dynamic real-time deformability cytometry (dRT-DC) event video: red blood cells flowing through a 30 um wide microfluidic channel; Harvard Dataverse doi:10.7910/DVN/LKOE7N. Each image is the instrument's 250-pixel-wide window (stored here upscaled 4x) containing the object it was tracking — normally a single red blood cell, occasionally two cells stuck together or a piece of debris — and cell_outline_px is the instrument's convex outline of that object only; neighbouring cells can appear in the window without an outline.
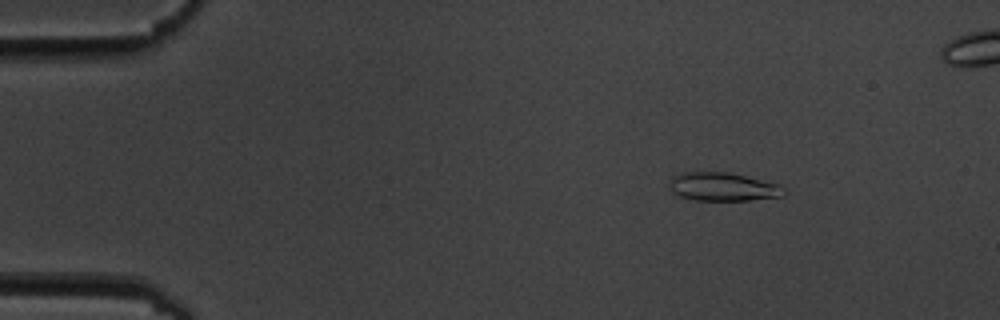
{"species": "common noctule bat (a hibernating species)", "species_latin": "Nyctalus noctula", "temperature_condition": "cold", "stored_images_in_passage": 6, "camera_frame_rate_fps": 3000, "um_per_image_px": 0.085, "animal": {"sex": "male", "body_mass_g": 19.5, "forearm_length_mm": 54.6}, "frame": {"image": 1, "passage_image": 3, "time_ms": 2.333, "image_size_px": [1000, 320], "cell_outline_px": [[788, 192], [784, 196], [748, 200], [692, 200], [680, 196], [672, 192], [672, 176], [680, 172], [728, 172], [780, 184]], "centroid_in_image_um": [61.5, 15.88], "position_along_channel_um": 23.5, "area_um2": 18.96}}